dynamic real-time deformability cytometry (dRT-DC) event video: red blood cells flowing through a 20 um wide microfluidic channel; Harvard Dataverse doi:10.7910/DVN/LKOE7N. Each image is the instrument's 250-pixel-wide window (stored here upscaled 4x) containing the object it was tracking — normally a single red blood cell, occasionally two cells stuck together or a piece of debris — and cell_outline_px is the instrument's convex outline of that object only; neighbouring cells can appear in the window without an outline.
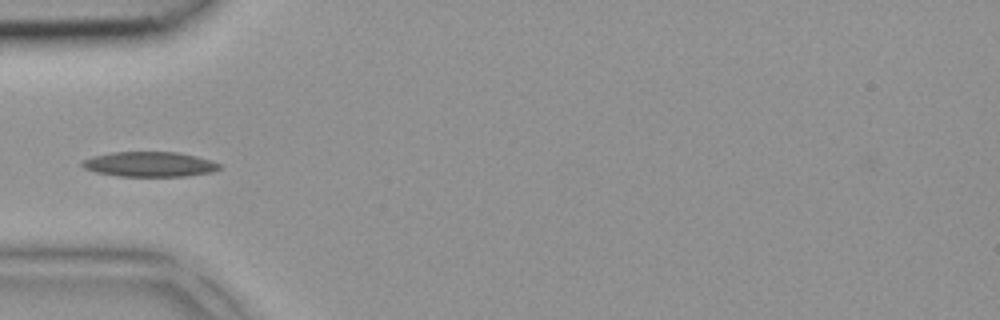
{"species": "common noctule bat (a hibernating species)", "species_latin": "Nyctalus noctula", "temperature_condition": "room temperature", "stored_images_in_passage": 4, "camera_frame_rate_fps": 3000, "um_per_image_px": 0.085, "animal": {"sex": "female", "body_mass_g": 18.4}, "frame": {"image": 1, "passage_image": 4, "time_ms": 1.0, "image_size_px": [1000, 320], "cell_outline_px": [[220, 168], [212, 172], [188, 176], [120, 176], [96, 172], [84, 168], [80, 164], [84, 160], [92, 156], [112, 152], [176, 152], [196, 156], [220, 164]], "centroid_in_image_um": [12.69, 13.96], "position_along_channel_um": 72.3, "area_um2": 19.83}}